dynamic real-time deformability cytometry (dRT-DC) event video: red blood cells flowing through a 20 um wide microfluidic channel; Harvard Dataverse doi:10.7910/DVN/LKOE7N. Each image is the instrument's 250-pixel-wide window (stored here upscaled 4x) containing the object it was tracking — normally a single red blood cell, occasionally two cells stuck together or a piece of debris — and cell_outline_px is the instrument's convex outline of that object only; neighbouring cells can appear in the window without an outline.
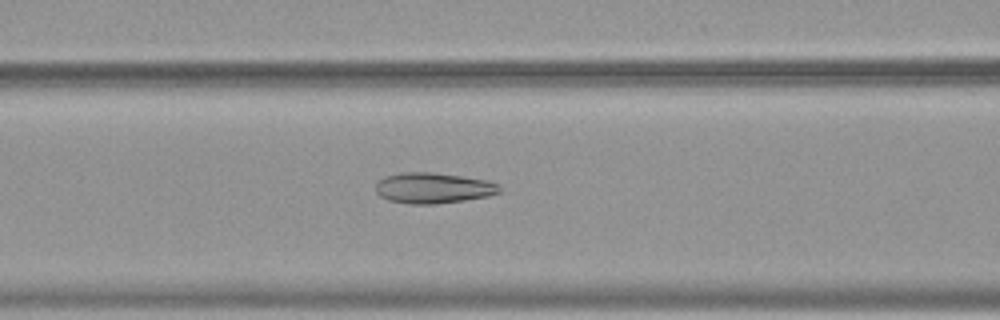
{"species": "common noctule bat (a hibernating species)", "species_latin": "Nyctalus noctula", "temperature_condition": "warm", "stored_images_in_passage": 55, "camera_frame_rate_fps": 3000, "um_per_image_px": 0.085, "animal": {"sex": "female", "body_mass_g": 19.9}, "frame": {"image": 1, "passage_image": 24, "time_ms": 7.667, "image_size_px": [1000, 320], "cell_outline_px": [[500, 192], [488, 196], [464, 200], [436, 204], [408, 204], [388, 200], [380, 196], [376, 192], [376, 180], [384, 176], [400, 172], [432, 172], [488, 180], [496, 184], [500, 188]], "centroid_in_image_um": [36.76, 15.97], "position_along_channel_um": 129.8, "area_um2": 22.25}}
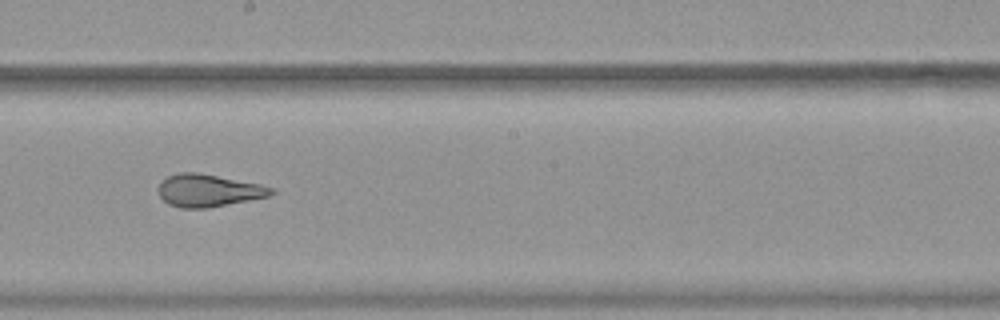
{"frame": {"image": 2, "passage_image": 32, "time_ms": 10.333, "image_size_px": [1000, 320], "cell_outline_px": [[276, 192], [268, 196], [208, 208], [180, 208], [168, 204], [160, 196], [156, 188], [160, 180], [168, 176], [180, 172], [196, 172], [260, 184], [272, 188]], "centroid_in_image_um": [17.65, 16.19], "position_along_channel_um": 230.5, "area_um2": 21.33}}
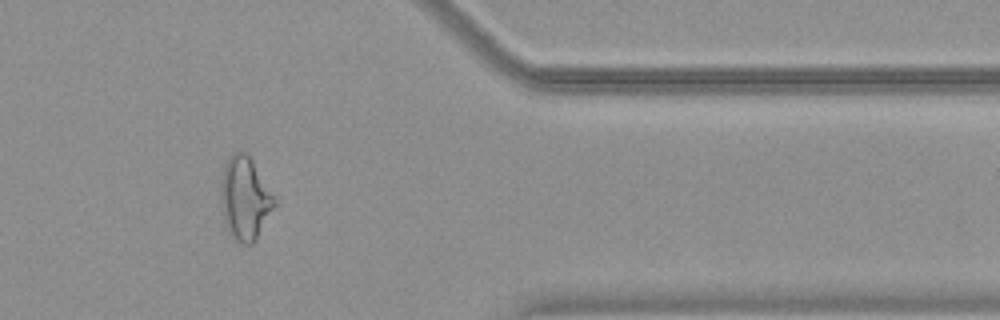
{"frame": {"image": 3, "passage_image": 46, "time_ms": 15.0, "image_size_px": [1000, 320], "cell_outline_px": [[276, 204], [252, 244], [244, 244], [236, 240], [228, 232], [224, 220], [220, 200], [220, 188], [224, 164], [228, 156], [232, 152], [244, 152], [252, 160], [276, 200]], "centroid_in_image_um": [20.78, 16.84], "position_along_channel_um": 390.6, "area_um2": 25.61}, "authors_computed_cell_mechanics": {"area_um2": 25.6054, "velocity_mm_per_s": 3.7867, "shape_relaxation_time_tau1_ms": null, "shape_relaxation_time_tau2_ms": 1.1918, "deformation_change_tau1": null, "deformation_change_tau2": 0.1001}}